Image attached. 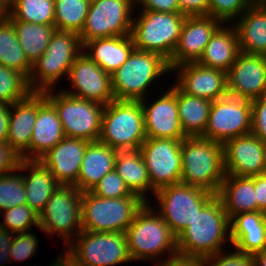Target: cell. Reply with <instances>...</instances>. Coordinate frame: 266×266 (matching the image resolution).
<instances>
[{
  "instance_id": "1",
  "label": "cell",
  "mask_w": 266,
  "mask_h": 266,
  "mask_svg": "<svg viewBox=\"0 0 266 266\" xmlns=\"http://www.w3.org/2000/svg\"><path fill=\"white\" fill-rule=\"evenodd\" d=\"M228 230L230 219L216 195L177 236L178 255L204 259L222 252L223 243L231 242Z\"/></svg>"
},
{
  "instance_id": "2",
  "label": "cell",
  "mask_w": 266,
  "mask_h": 266,
  "mask_svg": "<svg viewBox=\"0 0 266 266\" xmlns=\"http://www.w3.org/2000/svg\"><path fill=\"white\" fill-rule=\"evenodd\" d=\"M180 182L219 193L225 178L223 144L202 136L186 137L181 144Z\"/></svg>"
},
{
  "instance_id": "3",
  "label": "cell",
  "mask_w": 266,
  "mask_h": 266,
  "mask_svg": "<svg viewBox=\"0 0 266 266\" xmlns=\"http://www.w3.org/2000/svg\"><path fill=\"white\" fill-rule=\"evenodd\" d=\"M152 205L145 204L136 213L132 224L126 230L128 253L134 260H156L162 254L169 258L178 255L177 237ZM154 210V211H153Z\"/></svg>"
},
{
  "instance_id": "4",
  "label": "cell",
  "mask_w": 266,
  "mask_h": 266,
  "mask_svg": "<svg viewBox=\"0 0 266 266\" xmlns=\"http://www.w3.org/2000/svg\"><path fill=\"white\" fill-rule=\"evenodd\" d=\"M144 204L145 201L133 193L122 198H102L91 191L82 192V230L125 233Z\"/></svg>"
},
{
  "instance_id": "5",
  "label": "cell",
  "mask_w": 266,
  "mask_h": 266,
  "mask_svg": "<svg viewBox=\"0 0 266 266\" xmlns=\"http://www.w3.org/2000/svg\"><path fill=\"white\" fill-rule=\"evenodd\" d=\"M80 36L72 31L55 30L45 53L32 64L28 84L32 92L52 90L63 75L69 74L70 67L82 53ZM66 73V74H65Z\"/></svg>"
},
{
  "instance_id": "6",
  "label": "cell",
  "mask_w": 266,
  "mask_h": 266,
  "mask_svg": "<svg viewBox=\"0 0 266 266\" xmlns=\"http://www.w3.org/2000/svg\"><path fill=\"white\" fill-rule=\"evenodd\" d=\"M146 138L141 101L113 100L105 105L100 142L117 150H137Z\"/></svg>"
},
{
  "instance_id": "7",
  "label": "cell",
  "mask_w": 266,
  "mask_h": 266,
  "mask_svg": "<svg viewBox=\"0 0 266 266\" xmlns=\"http://www.w3.org/2000/svg\"><path fill=\"white\" fill-rule=\"evenodd\" d=\"M166 72L172 71L168 61L161 55L134 49L128 60L111 74V87L115 100L145 99L146 90L151 83Z\"/></svg>"
},
{
  "instance_id": "8",
  "label": "cell",
  "mask_w": 266,
  "mask_h": 266,
  "mask_svg": "<svg viewBox=\"0 0 266 266\" xmlns=\"http://www.w3.org/2000/svg\"><path fill=\"white\" fill-rule=\"evenodd\" d=\"M140 14L133 17L130 34L135 49L157 53L169 61L177 47L186 16L149 10H142Z\"/></svg>"
},
{
  "instance_id": "9",
  "label": "cell",
  "mask_w": 266,
  "mask_h": 266,
  "mask_svg": "<svg viewBox=\"0 0 266 266\" xmlns=\"http://www.w3.org/2000/svg\"><path fill=\"white\" fill-rule=\"evenodd\" d=\"M74 239L64 253L78 266H112L132 261L126 233L82 230Z\"/></svg>"
},
{
  "instance_id": "10",
  "label": "cell",
  "mask_w": 266,
  "mask_h": 266,
  "mask_svg": "<svg viewBox=\"0 0 266 266\" xmlns=\"http://www.w3.org/2000/svg\"><path fill=\"white\" fill-rule=\"evenodd\" d=\"M51 91H45V96L57 110L65 137L98 141L105 105L70 96L62 90L57 94Z\"/></svg>"
},
{
  "instance_id": "11",
  "label": "cell",
  "mask_w": 266,
  "mask_h": 266,
  "mask_svg": "<svg viewBox=\"0 0 266 266\" xmlns=\"http://www.w3.org/2000/svg\"><path fill=\"white\" fill-rule=\"evenodd\" d=\"M159 214L177 237L216 195L183 183L162 187L155 193Z\"/></svg>"
},
{
  "instance_id": "12",
  "label": "cell",
  "mask_w": 266,
  "mask_h": 266,
  "mask_svg": "<svg viewBox=\"0 0 266 266\" xmlns=\"http://www.w3.org/2000/svg\"><path fill=\"white\" fill-rule=\"evenodd\" d=\"M81 196L75 185H60L39 215L40 230L49 235L59 234L69 247L73 231L74 237L82 231Z\"/></svg>"
},
{
  "instance_id": "13",
  "label": "cell",
  "mask_w": 266,
  "mask_h": 266,
  "mask_svg": "<svg viewBox=\"0 0 266 266\" xmlns=\"http://www.w3.org/2000/svg\"><path fill=\"white\" fill-rule=\"evenodd\" d=\"M133 5H137L135 0H96L90 3L84 27L79 33L82 45L96 38L130 35Z\"/></svg>"
},
{
  "instance_id": "14",
  "label": "cell",
  "mask_w": 266,
  "mask_h": 266,
  "mask_svg": "<svg viewBox=\"0 0 266 266\" xmlns=\"http://www.w3.org/2000/svg\"><path fill=\"white\" fill-rule=\"evenodd\" d=\"M251 129V100L228 94L212 101L202 137L224 144L230 139L251 133Z\"/></svg>"
},
{
  "instance_id": "15",
  "label": "cell",
  "mask_w": 266,
  "mask_h": 266,
  "mask_svg": "<svg viewBox=\"0 0 266 266\" xmlns=\"http://www.w3.org/2000/svg\"><path fill=\"white\" fill-rule=\"evenodd\" d=\"M182 140L146 138L139 148L146 164L151 187L155 191L180 183Z\"/></svg>"
},
{
  "instance_id": "16",
  "label": "cell",
  "mask_w": 266,
  "mask_h": 266,
  "mask_svg": "<svg viewBox=\"0 0 266 266\" xmlns=\"http://www.w3.org/2000/svg\"><path fill=\"white\" fill-rule=\"evenodd\" d=\"M68 78L74 87V92L62 91L70 96L102 105L115 100L111 87V75L93 62L83 51L70 67Z\"/></svg>"
},
{
  "instance_id": "17",
  "label": "cell",
  "mask_w": 266,
  "mask_h": 266,
  "mask_svg": "<svg viewBox=\"0 0 266 266\" xmlns=\"http://www.w3.org/2000/svg\"><path fill=\"white\" fill-rule=\"evenodd\" d=\"M225 174L252 177L266 173V144L249 133L223 144Z\"/></svg>"
},
{
  "instance_id": "18",
  "label": "cell",
  "mask_w": 266,
  "mask_h": 266,
  "mask_svg": "<svg viewBox=\"0 0 266 266\" xmlns=\"http://www.w3.org/2000/svg\"><path fill=\"white\" fill-rule=\"evenodd\" d=\"M231 96L254 100L266 94V56L240 52L227 71Z\"/></svg>"
},
{
  "instance_id": "19",
  "label": "cell",
  "mask_w": 266,
  "mask_h": 266,
  "mask_svg": "<svg viewBox=\"0 0 266 266\" xmlns=\"http://www.w3.org/2000/svg\"><path fill=\"white\" fill-rule=\"evenodd\" d=\"M145 100L140 101L144 112L147 138L184 139L187 137L179 118L176 85L151 105L145 104Z\"/></svg>"
},
{
  "instance_id": "20",
  "label": "cell",
  "mask_w": 266,
  "mask_h": 266,
  "mask_svg": "<svg viewBox=\"0 0 266 266\" xmlns=\"http://www.w3.org/2000/svg\"><path fill=\"white\" fill-rule=\"evenodd\" d=\"M222 24L211 16H186L177 47L168 61L170 70L184 63L197 62Z\"/></svg>"
},
{
  "instance_id": "21",
  "label": "cell",
  "mask_w": 266,
  "mask_h": 266,
  "mask_svg": "<svg viewBox=\"0 0 266 266\" xmlns=\"http://www.w3.org/2000/svg\"><path fill=\"white\" fill-rule=\"evenodd\" d=\"M178 71L176 86L185 94L215 101L226 95L227 72L202 66L197 62L184 63L172 69Z\"/></svg>"
},
{
  "instance_id": "22",
  "label": "cell",
  "mask_w": 266,
  "mask_h": 266,
  "mask_svg": "<svg viewBox=\"0 0 266 266\" xmlns=\"http://www.w3.org/2000/svg\"><path fill=\"white\" fill-rule=\"evenodd\" d=\"M89 141L64 137L39 160L61 185H74Z\"/></svg>"
},
{
  "instance_id": "23",
  "label": "cell",
  "mask_w": 266,
  "mask_h": 266,
  "mask_svg": "<svg viewBox=\"0 0 266 266\" xmlns=\"http://www.w3.org/2000/svg\"><path fill=\"white\" fill-rule=\"evenodd\" d=\"M65 137L59 115L45 92H37V117L29 143V160H39Z\"/></svg>"
},
{
  "instance_id": "24",
  "label": "cell",
  "mask_w": 266,
  "mask_h": 266,
  "mask_svg": "<svg viewBox=\"0 0 266 266\" xmlns=\"http://www.w3.org/2000/svg\"><path fill=\"white\" fill-rule=\"evenodd\" d=\"M36 117L37 92H31L23 100L11 104L7 143L20 159L29 160V143Z\"/></svg>"
},
{
  "instance_id": "25",
  "label": "cell",
  "mask_w": 266,
  "mask_h": 266,
  "mask_svg": "<svg viewBox=\"0 0 266 266\" xmlns=\"http://www.w3.org/2000/svg\"><path fill=\"white\" fill-rule=\"evenodd\" d=\"M231 244L236 250L253 255L266 249V213L244 212L230 219Z\"/></svg>"
},
{
  "instance_id": "26",
  "label": "cell",
  "mask_w": 266,
  "mask_h": 266,
  "mask_svg": "<svg viewBox=\"0 0 266 266\" xmlns=\"http://www.w3.org/2000/svg\"><path fill=\"white\" fill-rule=\"evenodd\" d=\"M26 170L31 171V174H23L26 204L40 215L51 195L61 184L40 160L21 159L18 165V173Z\"/></svg>"
},
{
  "instance_id": "27",
  "label": "cell",
  "mask_w": 266,
  "mask_h": 266,
  "mask_svg": "<svg viewBox=\"0 0 266 266\" xmlns=\"http://www.w3.org/2000/svg\"><path fill=\"white\" fill-rule=\"evenodd\" d=\"M134 49L131 35L96 38L83 44V53L110 75L128 60Z\"/></svg>"
},
{
  "instance_id": "28",
  "label": "cell",
  "mask_w": 266,
  "mask_h": 266,
  "mask_svg": "<svg viewBox=\"0 0 266 266\" xmlns=\"http://www.w3.org/2000/svg\"><path fill=\"white\" fill-rule=\"evenodd\" d=\"M117 149L98 141L89 142L81 163L77 182L79 191H91L92 188L110 171L114 170Z\"/></svg>"
},
{
  "instance_id": "29",
  "label": "cell",
  "mask_w": 266,
  "mask_h": 266,
  "mask_svg": "<svg viewBox=\"0 0 266 266\" xmlns=\"http://www.w3.org/2000/svg\"><path fill=\"white\" fill-rule=\"evenodd\" d=\"M235 22L240 52L266 56V5H250Z\"/></svg>"
},
{
  "instance_id": "30",
  "label": "cell",
  "mask_w": 266,
  "mask_h": 266,
  "mask_svg": "<svg viewBox=\"0 0 266 266\" xmlns=\"http://www.w3.org/2000/svg\"><path fill=\"white\" fill-rule=\"evenodd\" d=\"M239 53L240 48L234 26H220L209 40L197 63L227 72Z\"/></svg>"
},
{
  "instance_id": "31",
  "label": "cell",
  "mask_w": 266,
  "mask_h": 266,
  "mask_svg": "<svg viewBox=\"0 0 266 266\" xmlns=\"http://www.w3.org/2000/svg\"><path fill=\"white\" fill-rule=\"evenodd\" d=\"M217 196L221 199L229 219L239 213L257 211L254 176L225 174Z\"/></svg>"
},
{
  "instance_id": "32",
  "label": "cell",
  "mask_w": 266,
  "mask_h": 266,
  "mask_svg": "<svg viewBox=\"0 0 266 266\" xmlns=\"http://www.w3.org/2000/svg\"><path fill=\"white\" fill-rule=\"evenodd\" d=\"M114 169L130 192L143 201L147 202L146 191L151 190L153 194L156 192L151 187L146 164L139 149L118 150Z\"/></svg>"
},
{
  "instance_id": "33",
  "label": "cell",
  "mask_w": 266,
  "mask_h": 266,
  "mask_svg": "<svg viewBox=\"0 0 266 266\" xmlns=\"http://www.w3.org/2000/svg\"><path fill=\"white\" fill-rule=\"evenodd\" d=\"M178 113L187 137L203 136L212 101L185 94L177 87Z\"/></svg>"
},
{
  "instance_id": "34",
  "label": "cell",
  "mask_w": 266,
  "mask_h": 266,
  "mask_svg": "<svg viewBox=\"0 0 266 266\" xmlns=\"http://www.w3.org/2000/svg\"><path fill=\"white\" fill-rule=\"evenodd\" d=\"M12 22L28 61L31 64L35 63L45 53L51 36L56 30L55 26L24 21Z\"/></svg>"
},
{
  "instance_id": "35",
  "label": "cell",
  "mask_w": 266,
  "mask_h": 266,
  "mask_svg": "<svg viewBox=\"0 0 266 266\" xmlns=\"http://www.w3.org/2000/svg\"><path fill=\"white\" fill-rule=\"evenodd\" d=\"M0 64L19 71L27 78L32 69L9 18L0 22Z\"/></svg>"
},
{
  "instance_id": "36",
  "label": "cell",
  "mask_w": 266,
  "mask_h": 266,
  "mask_svg": "<svg viewBox=\"0 0 266 266\" xmlns=\"http://www.w3.org/2000/svg\"><path fill=\"white\" fill-rule=\"evenodd\" d=\"M55 0H15L9 8L11 21L54 25Z\"/></svg>"
},
{
  "instance_id": "37",
  "label": "cell",
  "mask_w": 266,
  "mask_h": 266,
  "mask_svg": "<svg viewBox=\"0 0 266 266\" xmlns=\"http://www.w3.org/2000/svg\"><path fill=\"white\" fill-rule=\"evenodd\" d=\"M89 6L90 3L86 0H55L56 30L79 34L84 27Z\"/></svg>"
},
{
  "instance_id": "38",
  "label": "cell",
  "mask_w": 266,
  "mask_h": 266,
  "mask_svg": "<svg viewBox=\"0 0 266 266\" xmlns=\"http://www.w3.org/2000/svg\"><path fill=\"white\" fill-rule=\"evenodd\" d=\"M31 92L24 74L0 64V103L13 104Z\"/></svg>"
},
{
  "instance_id": "39",
  "label": "cell",
  "mask_w": 266,
  "mask_h": 266,
  "mask_svg": "<svg viewBox=\"0 0 266 266\" xmlns=\"http://www.w3.org/2000/svg\"><path fill=\"white\" fill-rule=\"evenodd\" d=\"M17 171L0 175V212L27 203L23 174Z\"/></svg>"
},
{
  "instance_id": "40",
  "label": "cell",
  "mask_w": 266,
  "mask_h": 266,
  "mask_svg": "<svg viewBox=\"0 0 266 266\" xmlns=\"http://www.w3.org/2000/svg\"><path fill=\"white\" fill-rule=\"evenodd\" d=\"M4 216L3 223L0 227L12 232L22 233L29 232L33 225L39 229V215L34 212L27 204L14 206L8 210L1 211Z\"/></svg>"
},
{
  "instance_id": "41",
  "label": "cell",
  "mask_w": 266,
  "mask_h": 266,
  "mask_svg": "<svg viewBox=\"0 0 266 266\" xmlns=\"http://www.w3.org/2000/svg\"><path fill=\"white\" fill-rule=\"evenodd\" d=\"M250 5L249 0H209L208 16L227 25L228 21L238 19Z\"/></svg>"
},
{
  "instance_id": "42",
  "label": "cell",
  "mask_w": 266,
  "mask_h": 266,
  "mask_svg": "<svg viewBox=\"0 0 266 266\" xmlns=\"http://www.w3.org/2000/svg\"><path fill=\"white\" fill-rule=\"evenodd\" d=\"M91 192L102 198H122L132 194L115 169L108 172Z\"/></svg>"
},
{
  "instance_id": "43",
  "label": "cell",
  "mask_w": 266,
  "mask_h": 266,
  "mask_svg": "<svg viewBox=\"0 0 266 266\" xmlns=\"http://www.w3.org/2000/svg\"><path fill=\"white\" fill-rule=\"evenodd\" d=\"M38 238L29 232L17 233L12 240L10 248L11 261H24L32 257L37 250Z\"/></svg>"
},
{
  "instance_id": "44",
  "label": "cell",
  "mask_w": 266,
  "mask_h": 266,
  "mask_svg": "<svg viewBox=\"0 0 266 266\" xmlns=\"http://www.w3.org/2000/svg\"><path fill=\"white\" fill-rule=\"evenodd\" d=\"M203 261L205 266H254L252 255L238 250L228 254L219 252L204 258Z\"/></svg>"
},
{
  "instance_id": "45",
  "label": "cell",
  "mask_w": 266,
  "mask_h": 266,
  "mask_svg": "<svg viewBox=\"0 0 266 266\" xmlns=\"http://www.w3.org/2000/svg\"><path fill=\"white\" fill-rule=\"evenodd\" d=\"M252 129L251 133L256 135L266 144V94L251 101Z\"/></svg>"
},
{
  "instance_id": "46",
  "label": "cell",
  "mask_w": 266,
  "mask_h": 266,
  "mask_svg": "<svg viewBox=\"0 0 266 266\" xmlns=\"http://www.w3.org/2000/svg\"><path fill=\"white\" fill-rule=\"evenodd\" d=\"M20 156L7 142H0V175L18 168Z\"/></svg>"
},
{
  "instance_id": "47",
  "label": "cell",
  "mask_w": 266,
  "mask_h": 266,
  "mask_svg": "<svg viewBox=\"0 0 266 266\" xmlns=\"http://www.w3.org/2000/svg\"><path fill=\"white\" fill-rule=\"evenodd\" d=\"M143 10L166 13H181L178 0H135Z\"/></svg>"
},
{
  "instance_id": "48",
  "label": "cell",
  "mask_w": 266,
  "mask_h": 266,
  "mask_svg": "<svg viewBox=\"0 0 266 266\" xmlns=\"http://www.w3.org/2000/svg\"><path fill=\"white\" fill-rule=\"evenodd\" d=\"M181 14L185 16H208L209 0H178Z\"/></svg>"
},
{
  "instance_id": "49",
  "label": "cell",
  "mask_w": 266,
  "mask_h": 266,
  "mask_svg": "<svg viewBox=\"0 0 266 266\" xmlns=\"http://www.w3.org/2000/svg\"><path fill=\"white\" fill-rule=\"evenodd\" d=\"M257 211L266 213V173L254 176Z\"/></svg>"
},
{
  "instance_id": "50",
  "label": "cell",
  "mask_w": 266,
  "mask_h": 266,
  "mask_svg": "<svg viewBox=\"0 0 266 266\" xmlns=\"http://www.w3.org/2000/svg\"><path fill=\"white\" fill-rule=\"evenodd\" d=\"M12 233L14 232L0 227V266H2L1 263L11 260L10 248L14 237Z\"/></svg>"
},
{
  "instance_id": "51",
  "label": "cell",
  "mask_w": 266,
  "mask_h": 266,
  "mask_svg": "<svg viewBox=\"0 0 266 266\" xmlns=\"http://www.w3.org/2000/svg\"><path fill=\"white\" fill-rule=\"evenodd\" d=\"M160 261L156 260L158 263L156 266H205L203 259L198 258H191V257H183V256H175L172 258H167L164 261L159 259Z\"/></svg>"
},
{
  "instance_id": "52",
  "label": "cell",
  "mask_w": 266,
  "mask_h": 266,
  "mask_svg": "<svg viewBox=\"0 0 266 266\" xmlns=\"http://www.w3.org/2000/svg\"><path fill=\"white\" fill-rule=\"evenodd\" d=\"M11 104L0 103V142H7Z\"/></svg>"
},
{
  "instance_id": "53",
  "label": "cell",
  "mask_w": 266,
  "mask_h": 266,
  "mask_svg": "<svg viewBox=\"0 0 266 266\" xmlns=\"http://www.w3.org/2000/svg\"><path fill=\"white\" fill-rule=\"evenodd\" d=\"M55 260L56 261H53L54 263L49 266H78L64 253H62L60 257L58 256Z\"/></svg>"
},
{
  "instance_id": "54",
  "label": "cell",
  "mask_w": 266,
  "mask_h": 266,
  "mask_svg": "<svg viewBox=\"0 0 266 266\" xmlns=\"http://www.w3.org/2000/svg\"><path fill=\"white\" fill-rule=\"evenodd\" d=\"M254 266H266V249L252 255Z\"/></svg>"
},
{
  "instance_id": "55",
  "label": "cell",
  "mask_w": 266,
  "mask_h": 266,
  "mask_svg": "<svg viewBox=\"0 0 266 266\" xmlns=\"http://www.w3.org/2000/svg\"><path fill=\"white\" fill-rule=\"evenodd\" d=\"M9 18V7L0 0V22L5 21Z\"/></svg>"
},
{
  "instance_id": "56",
  "label": "cell",
  "mask_w": 266,
  "mask_h": 266,
  "mask_svg": "<svg viewBox=\"0 0 266 266\" xmlns=\"http://www.w3.org/2000/svg\"><path fill=\"white\" fill-rule=\"evenodd\" d=\"M251 5H266V0H249Z\"/></svg>"
},
{
  "instance_id": "57",
  "label": "cell",
  "mask_w": 266,
  "mask_h": 266,
  "mask_svg": "<svg viewBox=\"0 0 266 266\" xmlns=\"http://www.w3.org/2000/svg\"><path fill=\"white\" fill-rule=\"evenodd\" d=\"M9 8L14 4L15 0H2Z\"/></svg>"
},
{
  "instance_id": "58",
  "label": "cell",
  "mask_w": 266,
  "mask_h": 266,
  "mask_svg": "<svg viewBox=\"0 0 266 266\" xmlns=\"http://www.w3.org/2000/svg\"><path fill=\"white\" fill-rule=\"evenodd\" d=\"M89 3L95 2L96 0H86Z\"/></svg>"
}]
</instances>
